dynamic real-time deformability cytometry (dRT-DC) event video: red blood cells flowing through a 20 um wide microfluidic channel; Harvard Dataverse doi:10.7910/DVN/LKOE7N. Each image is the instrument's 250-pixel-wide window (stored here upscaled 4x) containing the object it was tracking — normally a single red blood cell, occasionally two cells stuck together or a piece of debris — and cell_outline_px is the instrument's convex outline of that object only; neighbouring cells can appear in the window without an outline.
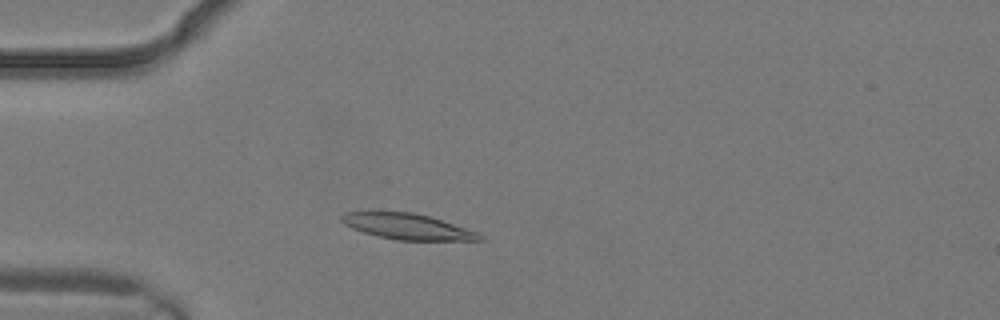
{"species": "common noctule bat (a hibernating species)", "species_latin": "Nyctalus noctula", "temperature_condition": "warm", "stored_images_in_passage": 2, "camera_frame_rate_fps": 3000, "um_per_image_px": 0.085, "animal": {"sex": "male", "body_mass_g": 19.2, "forearm_length_mm": 51.8}, "frame": {"image": 1, "passage_image": 2, "time_ms": 0.333, "image_size_px": [1000, 320], "cell_outline_px": [[484, 240], [396, 240], [376, 236], [352, 228], [344, 224], [340, 220], [340, 216], [344, 212], [412, 212], [428, 216], [476, 232], [484, 236]], "centroid_in_image_um": [34.57, 19.26], "position_along_channel_um": 50.4, "area_um2": 20.4}}